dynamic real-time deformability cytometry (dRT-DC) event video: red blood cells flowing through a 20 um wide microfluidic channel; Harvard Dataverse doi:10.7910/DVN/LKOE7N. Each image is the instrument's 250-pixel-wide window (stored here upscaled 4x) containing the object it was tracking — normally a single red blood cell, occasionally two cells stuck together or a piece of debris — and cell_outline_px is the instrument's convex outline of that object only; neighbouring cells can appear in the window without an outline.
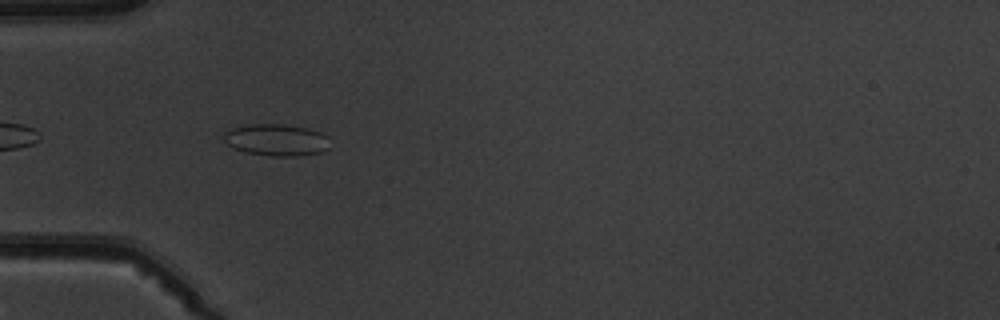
{"species": "common noctule bat (a hibernating species)", "species_latin": "Nyctalus noctula", "temperature_condition": "warm", "stored_images_in_passage": 6, "camera_frame_rate_fps": 3000, "um_per_image_px": 0.085, "animal": {"sex": "male", "body_mass_g": 19.5, "forearm_length_mm": 54.6}, "frame": {"image": 1, "passage_image": 5, "time_ms": 4.667, "image_size_px": [1000, 320], "cell_outline_px": [[328, 148], [320, 152], [300, 156], [272, 156], [248, 152], [236, 148], [228, 144], [224, 140], [224, 132], [232, 128], [248, 124], [284, 124], [308, 128], [320, 132], [328, 136]], "centroid_in_image_um": [23.51, 11.88], "position_along_channel_um": 61.5, "area_um2": 19.54}}
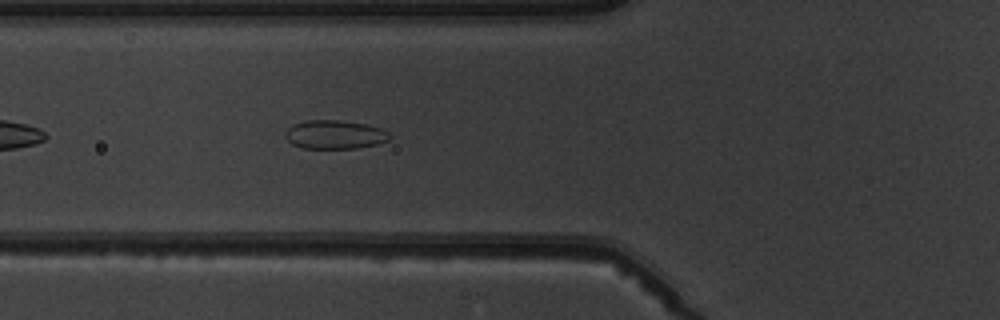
{"frame": {"image": 2, "passage_image": 6, "time_ms": 5.667, "image_size_px": [1000, 320], "cell_outline_px": [[392, 136], [388, 140], [376, 144], [360, 148], [304, 148], [292, 144], [284, 136], [284, 132], [292, 124], [304, 120], [340, 120], [368, 124], [380, 128], [388, 132]], "centroid_in_image_um": [28.44, 11.43], "position_along_channel_um": 97.4, "area_um2": 17.63}}